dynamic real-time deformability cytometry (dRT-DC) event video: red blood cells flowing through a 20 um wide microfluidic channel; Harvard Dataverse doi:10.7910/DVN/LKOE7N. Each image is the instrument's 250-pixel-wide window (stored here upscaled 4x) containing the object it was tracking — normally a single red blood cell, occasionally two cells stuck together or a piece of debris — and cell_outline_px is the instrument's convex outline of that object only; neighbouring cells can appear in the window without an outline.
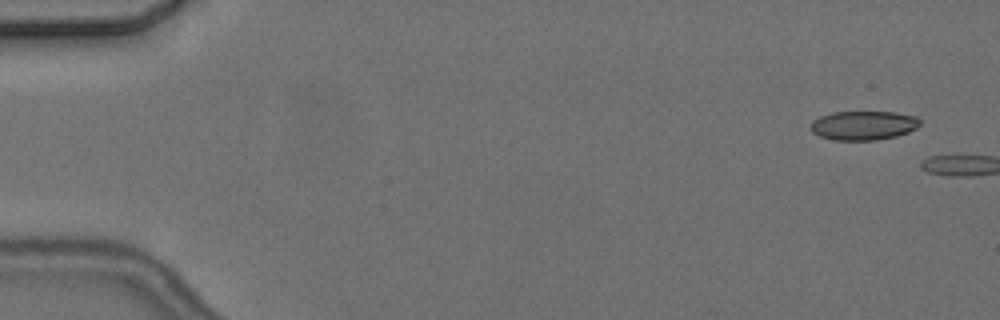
{"species": "common noctule bat (a hibernating species)", "species_latin": "Nyctalus noctula", "temperature_condition": "cold", "stored_images_in_passage": 2, "camera_frame_rate_fps": 3000, "um_per_image_px": 0.085, "animal": {"sex": "female", "body_mass_g": 24.6, "forearm_length_mm": 56.2}, "frame": {"image": 1, "passage_image": 1, "time_ms": 0.0, "image_size_px": [1000, 320], "cell_outline_px": [[920, 124], [916, 128], [908, 132], [896, 136], [876, 140], [832, 140], [820, 136], [812, 132], [812, 120], [820, 116], [832, 112], [896, 112], [916, 116], [920, 120]], "centroid_in_image_um": [73.4, 10.66], "position_along_channel_um": 11.6, "area_um2": 18.55}}